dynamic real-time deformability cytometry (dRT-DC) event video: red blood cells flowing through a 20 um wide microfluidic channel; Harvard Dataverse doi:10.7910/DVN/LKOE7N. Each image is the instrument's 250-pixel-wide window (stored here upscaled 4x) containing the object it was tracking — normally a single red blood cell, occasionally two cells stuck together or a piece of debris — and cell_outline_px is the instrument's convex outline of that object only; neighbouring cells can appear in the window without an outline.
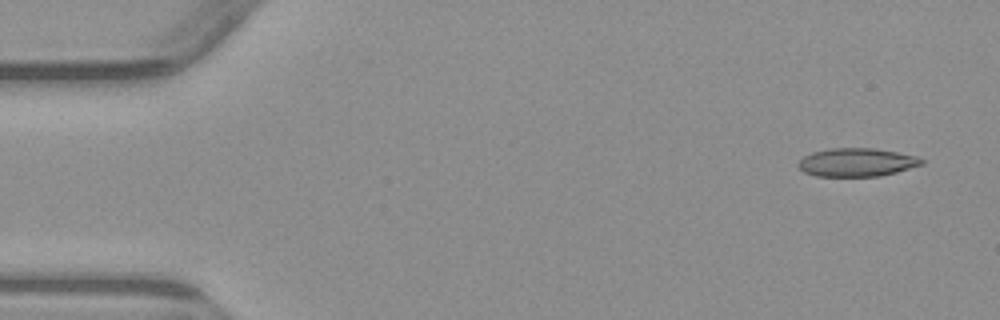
{"species": "common noctule bat (a hibernating species)", "species_latin": "Nyctalus noctula", "temperature_condition": "warm", "stored_images_in_passage": 4, "camera_frame_rate_fps": 3000, "um_per_image_px": 0.085, "animal": {"sex": "male", "body_mass_g": 23.1, "forearm_length_mm": 52.7}, "frame": {"image": 1, "passage_image": 1, "time_ms": 0.0, "image_size_px": [1000, 320], "cell_outline_px": [[924, 164], [896, 172], [880, 176], [816, 176], [804, 172], [796, 164], [804, 156], [812, 152], [832, 148], [876, 148], [916, 156], [924, 160]], "centroid_in_image_um": [72.82, 13.79], "position_along_channel_um": 12.2, "area_um2": 20.35}}
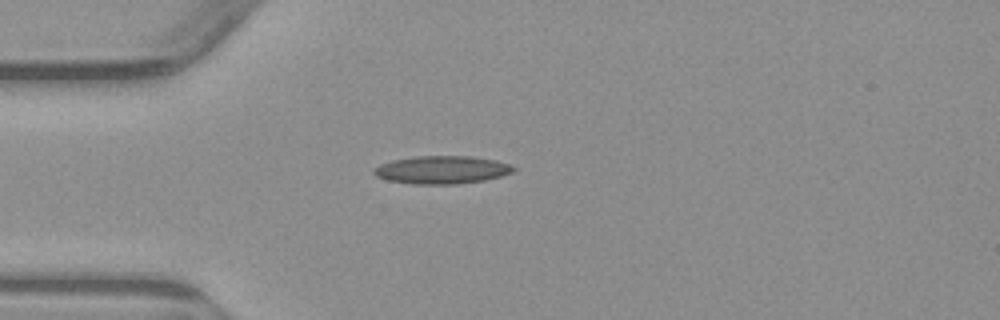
{"frame": {"image": 2, "passage_image": 4, "time_ms": 3.667, "image_size_px": [1000, 320], "cell_outline_px": [[516, 168], [512, 172], [500, 176], [484, 180], [456, 184], [412, 184], [388, 180], [376, 176], [372, 172], [372, 168], [380, 164], [392, 160], [416, 156], [472, 156], [496, 160], [508, 164]], "centroid_in_image_um": [37.52, 14.43], "position_along_channel_um": 47.5, "area_um2": 22.72}}